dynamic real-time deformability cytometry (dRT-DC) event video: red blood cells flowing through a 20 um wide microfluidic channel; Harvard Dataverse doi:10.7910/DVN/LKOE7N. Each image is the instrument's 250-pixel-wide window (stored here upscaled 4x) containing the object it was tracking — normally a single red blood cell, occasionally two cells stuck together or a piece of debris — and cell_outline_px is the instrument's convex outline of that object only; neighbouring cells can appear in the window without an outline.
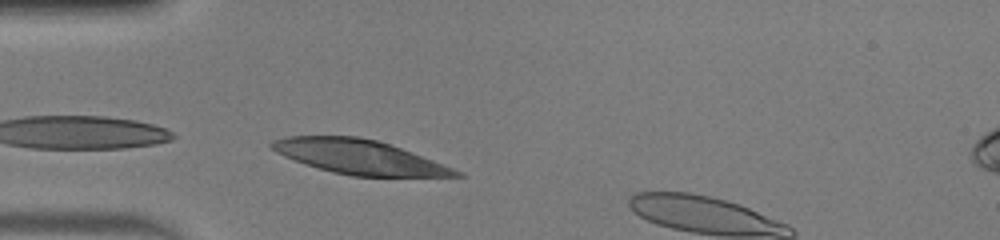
{"species": "human", "species_latin": "Homo sapiens", "temperature_condition": "warm", "stored_images_in_passage": 15, "camera_frame_rate_fps": 3000, "um_per_image_px": 0.085, "donor": {"sex": "male"}, "frame": {"image": 1, "passage_image": 2, "time_ms": 0.333, "image_size_px": [1000, 240], "cell_outline_px": [[464, 176], [352, 176], [332, 172], [304, 164], [284, 156], [276, 152], [268, 144], [272, 140], [288, 136], [360, 136], [376, 140], [412, 152], [464, 172]], "centroid_in_image_um": [30.5, 13.33], "position_along_channel_um": 54.5, "area_um2": 36.53}}
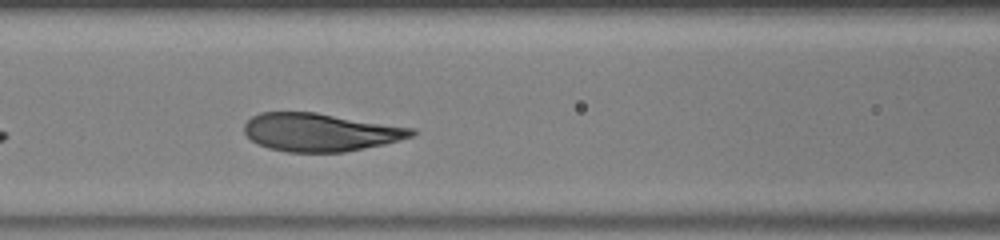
{"frame": {"image": 2, "passage_image": 9, "time_ms": 2.667, "image_size_px": [1000, 240], "cell_outline_px": [[416, 132], [412, 136], [384, 144], [344, 152], [288, 152], [268, 148], [252, 140], [244, 132], [244, 124], [252, 116], [260, 112], [316, 112], [416, 128]], "centroid_in_image_um": [27.23, 11.23], "position_along_channel_um": 139.4, "area_um2": 37.11}}
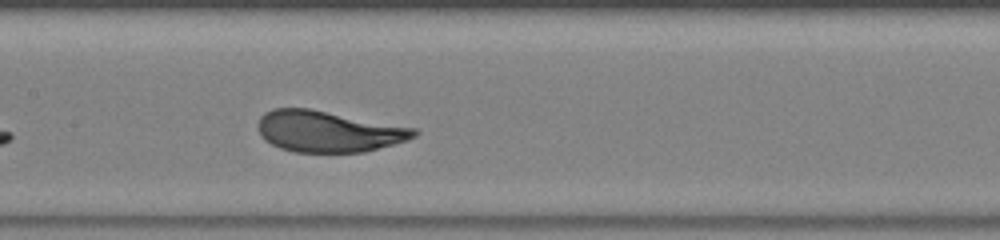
{"frame": {"image": 3, "passage_image": 12, "time_ms": 3.667, "image_size_px": [1000, 240], "cell_outline_px": [[420, 132], [416, 136], [408, 140], [364, 152], [296, 152], [280, 148], [264, 140], [256, 124], [260, 116], [264, 112], [272, 108], [308, 108], [416, 128]], "centroid_in_image_um": [27.89, 11.16], "position_along_channel_um": 179.5, "area_um2": 37.51}}